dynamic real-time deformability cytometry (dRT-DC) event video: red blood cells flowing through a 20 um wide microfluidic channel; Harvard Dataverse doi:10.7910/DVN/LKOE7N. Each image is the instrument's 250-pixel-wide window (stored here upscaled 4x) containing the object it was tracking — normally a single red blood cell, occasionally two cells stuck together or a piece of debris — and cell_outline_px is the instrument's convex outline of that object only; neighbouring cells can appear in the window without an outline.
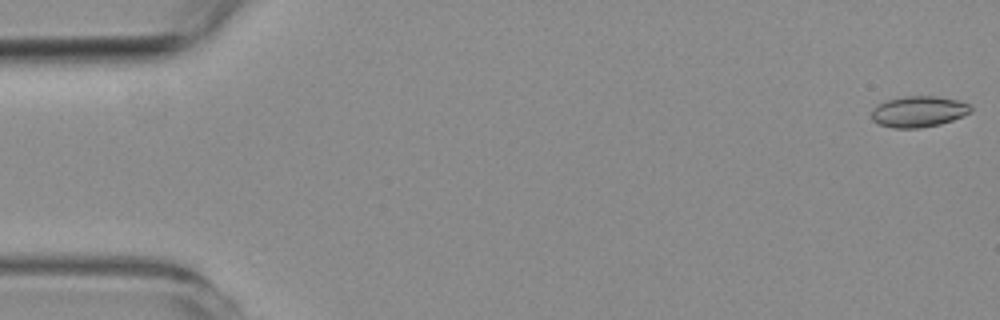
{"species": "common noctule bat (a hibernating species)", "species_latin": "Nyctalus noctula", "temperature_condition": "room temperature", "stored_images_in_passage": 9, "camera_frame_rate_fps": 3000, "um_per_image_px": 0.085, "animal": {"sex": "female", "body_mass_g": 19.3, "forearm_length_mm": 54.1}, "frame": {"image": 1, "passage_image": 1, "time_ms": 0.0, "image_size_px": [1000, 320], "cell_outline_px": [[972, 112], [964, 116], [940, 124], [920, 128], [892, 128], [880, 124], [872, 120], [872, 108], [888, 100], [908, 96], [936, 96], [956, 100], [968, 104], [972, 108]], "centroid_in_image_um": [78.1, 9.49], "position_along_channel_um": 6.9, "area_um2": 17.8}}